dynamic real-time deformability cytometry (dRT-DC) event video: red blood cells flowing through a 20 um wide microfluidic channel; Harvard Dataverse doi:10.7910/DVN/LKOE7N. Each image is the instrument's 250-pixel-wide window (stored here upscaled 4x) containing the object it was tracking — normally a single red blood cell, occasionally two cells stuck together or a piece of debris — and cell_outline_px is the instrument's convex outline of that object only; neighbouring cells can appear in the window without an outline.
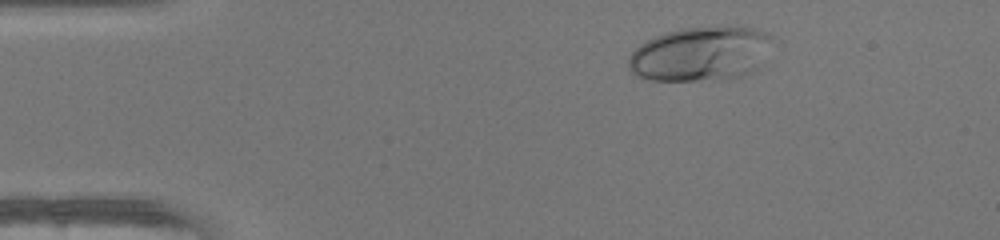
{"species": "human", "species_latin": "Homo sapiens", "temperature_condition": "warm", "stored_images_in_passage": 37, "camera_frame_rate_fps": 3000, "um_per_image_px": 0.085, "donor": {"sex": "female"}, "frame": {"image": 1, "passage_image": 5, "time_ms": 1.333, "image_size_px": [1000, 240], "cell_outline_px": [[772, 36], [756, 72], [740, 76], [720, 80], [648, 80], [636, 76], [628, 68], [628, 60], [632, 52], [640, 44], [656, 36], [668, 32], [684, 28], [740, 24], [756, 28], [768, 32]], "centroid_in_image_um": [59.57, 4.56], "position_along_channel_um": 25.4, "area_um2": 46.07}}
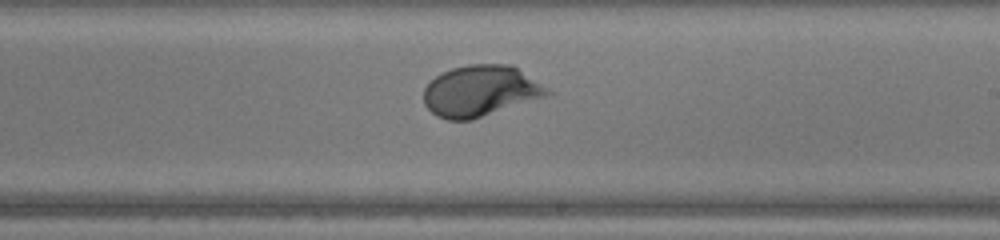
{"frame": {"image": 2, "passage_image": 26, "time_ms": 8.333, "image_size_px": [1000, 240], "cell_outline_px": [[552, 92], [548, 96], [472, 120], [448, 120], [436, 116], [424, 104], [424, 88], [436, 76], [452, 68], [468, 64], [512, 64]], "centroid_in_image_um": [40.83, 7.74], "position_along_channel_um": 248.2, "area_um2": 36.65}}
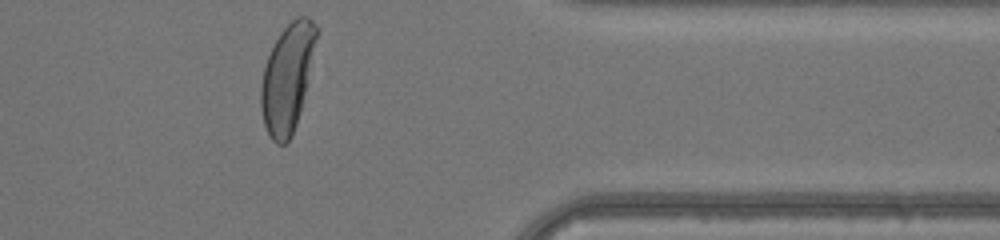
{"frame": {"image": 3, "passage_image": 37, "time_ms": 12.0, "image_size_px": [1000, 240], "cell_outline_px": [[320, 32], [300, 112], [292, 136], [284, 144], [276, 144], [272, 140], [264, 124], [260, 104], [260, 84], [264, 68], [268, 56], [280, 32], [296, 16], [308, 16], [320, 28]], "centroid_in_image_um": [24.45, 6.57], "position_along_channel_um": 386.9, "area_um2": 35.14}, "authors_computed_cell_mechanics": {"area_um2": 35.7204, "velocity_mm_per_s": 4.2489, "shape_relaxation_time_tau1_ms": 3.831, "shape_relaxation_time_tau2_ms": null, "deformation_change_tau1": 0.2343, "deformation_change_tau2": null}}